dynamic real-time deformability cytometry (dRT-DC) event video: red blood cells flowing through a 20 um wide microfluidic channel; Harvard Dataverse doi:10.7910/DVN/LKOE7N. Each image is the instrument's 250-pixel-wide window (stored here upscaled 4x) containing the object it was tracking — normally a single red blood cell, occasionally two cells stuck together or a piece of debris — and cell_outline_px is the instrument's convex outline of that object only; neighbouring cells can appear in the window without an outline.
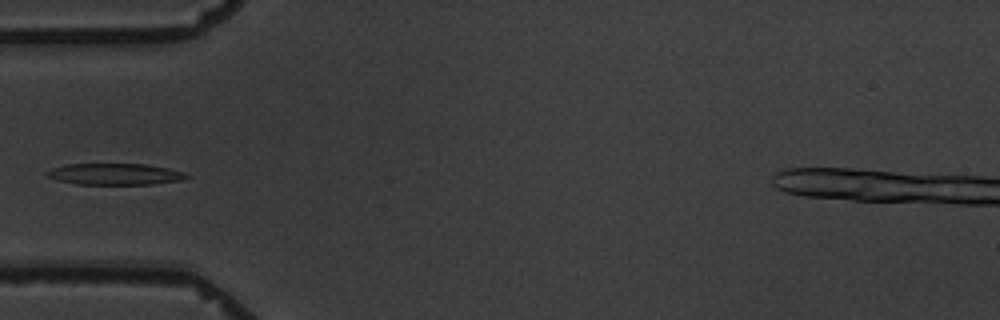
{"species": "common noctule bat (a hibernating species)", "species_latin": "Nyctalus noctula", "temperature_condition": "warm", "stored_images_in_passage": 5, "camera_frame_rate_fps": 3000, "um_per_image_px": 0.085, "animal": {"sex": "male", "body_mass_g": 19.5, "forearm_length_mm": 54.6}, "frame": {"image": 1, "passage_image": 4, "time_ms": 4.333, "image_size_px": [1000, 320], "cell_outline_px": [[192, 176], [180, 180], [152, 184], [76, 184], [44, 176], [44, 172], [52, 168], [68, 164], [144, 164], [168, 168], [184, 172]], "centroid_in_image_um": [9.76, 14.8], "position_along_channel_um": 75.2, "area_um2": 17.34}}
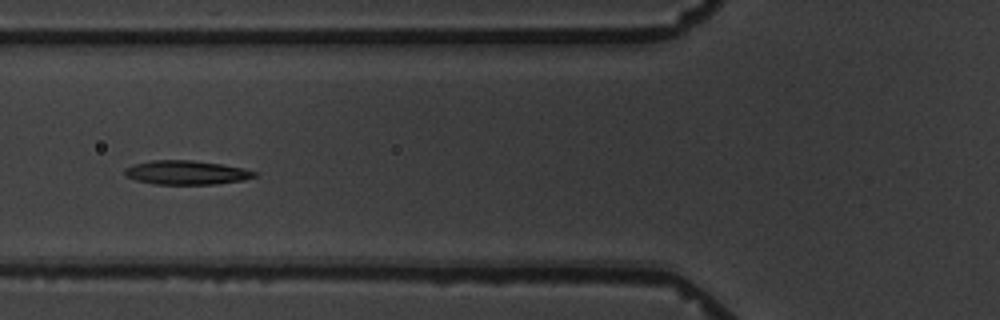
{"frame": {"image": 2, "passage_image": 5, "time_ms": 5.333, "image_size_px": [1000, 320], "cell_outline_px": [[256, 176], [244, 180], [216, 184], [152, 184], [136, 180], [124, 176], [124, 168], [132, 164], [152, 160], [192, 160], [220, 164], [244, 168], [256, 172]], "centroid_in_image_um": [15.8, 14.67], "position_along_channel_um": 110.0, "area_um2": 18.26}}